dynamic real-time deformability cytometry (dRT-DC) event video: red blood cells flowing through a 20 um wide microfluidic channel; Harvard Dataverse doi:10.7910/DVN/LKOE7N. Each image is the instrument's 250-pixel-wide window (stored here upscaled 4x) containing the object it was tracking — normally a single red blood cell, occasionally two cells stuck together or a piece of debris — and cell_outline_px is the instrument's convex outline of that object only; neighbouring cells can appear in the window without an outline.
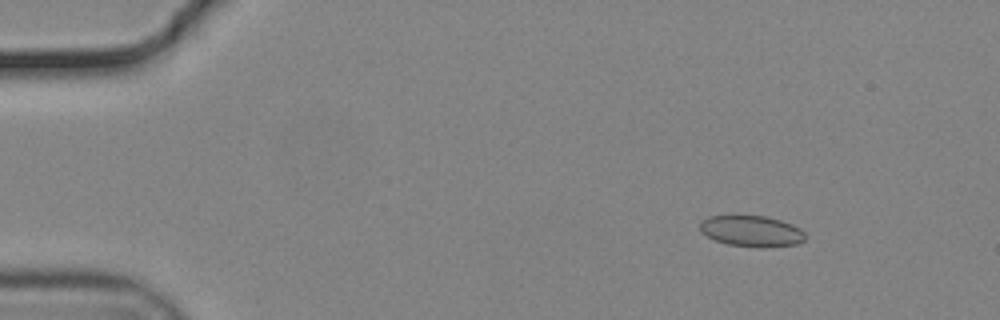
{"species": "common noctule bat (a hibernating species)", "species_latin": "Nyctalus noctula", "temperature_condition": "cold", "stored_images_in_passage": 53, "camera_frame_rate_fps": 3000, "um_per_image_px": 0.085, "animal": {"sex": "male", "body_mass_g": 19.2, "forearm_length_mm": 51.8}, "frame": {"image": 1, "passage_image": 5, "time_ms": 1.333, "image_size_px": [1000, 320], "cell_outline_px": [[808, 236], [804, 240], [796, 244], [764, 248], [756, 248], [728, 244], [716, 240], [700, 232], [700, 220], [708, 216], [732, 212], [768, 216], [792, 224], [800, 228]], "centroid_in_image_um": [63.84, 19.59], "position_along_channel_um": 21.2, "area_um2": 20.11}}
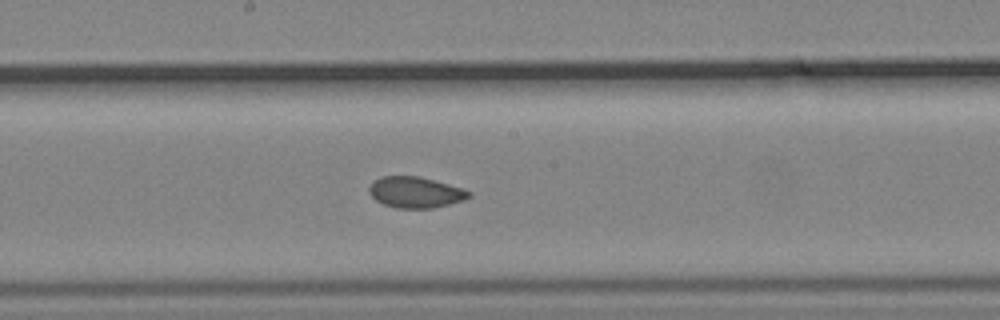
{"frame": {"image": 2, "passage_image": 28, "time_ms": 9.0, "image_size_px": [1000, 320], "cell_outline_px": [[472, 196], [464, 200], [432, 208], [396, 208], [384, 204], [376, 200], [368, 192], [368, 188], [380, 176], [420, 176], [464, 188], [472, 192]], "centroid_in_image_um": [35.35, 16.34], "position_along_channel_um": 212.9, "area_um2": 18.09}}
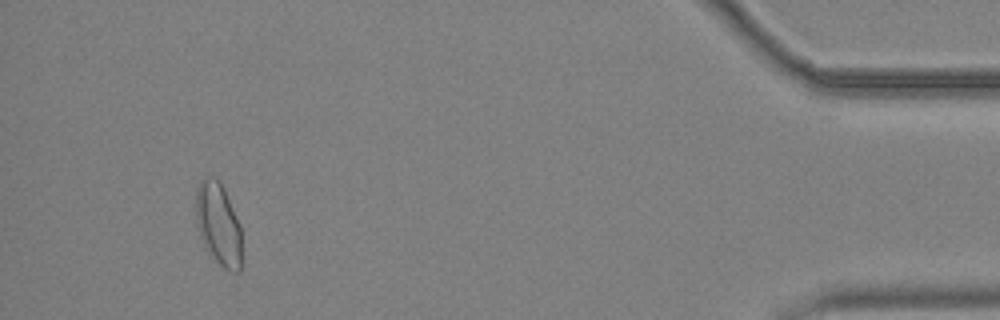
{"frame": {"image": 3, "passage_image": 50, "time_ms": 16.333, "image_size_px": [1000, 320], "cell_outline_px": [[240, 272], [228, 272], [204, 248], [196, 224], [196, 188], [200, 180], [204, 176], [216, 176], [220, 180], [224, 188], [240, 224]], "centroid_in_image_um": [18.54, 19.0], "position_along_channel_um": 416.7, "area_um2": 22.31}, "authors_computed_cell_mechanics": {"area_um2": 19.1896, "velocity_mm_per_s": 3.7071, "shape_relaxation_time_tau1_ms": null, "shape_relaxation_time_tau2_ms": 2.023, "deformation_change_tau1": null, "deformation_change_tau2": 0.0543}}